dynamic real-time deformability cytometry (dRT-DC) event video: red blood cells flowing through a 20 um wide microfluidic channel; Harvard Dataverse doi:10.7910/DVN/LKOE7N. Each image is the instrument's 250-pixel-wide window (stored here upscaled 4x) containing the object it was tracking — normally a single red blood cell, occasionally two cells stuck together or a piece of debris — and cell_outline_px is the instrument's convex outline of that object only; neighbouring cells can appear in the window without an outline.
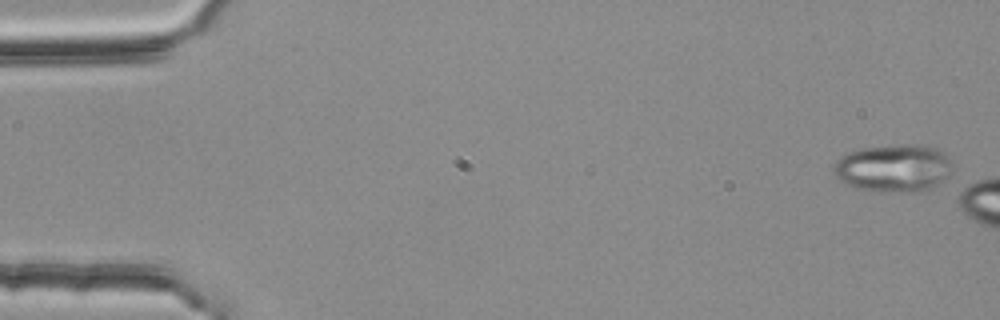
{"species": "common noctule bat (a hibernating species)", "species_latin": "Nyctalus noctula", "temperature_condition": "room temperature", "stored_images_in_passage": 3, "camera_frame_rate_fps": 3000, "um_per_image_px": 0.085, "animal": {"sex": "female", "body_mass_g": 25.1}, "frame": {"image": 1, "passage_image": 1, "time_ms": 0.0, "image_size_px": [1000, 320], "cell_outline_px": [[952, 168], [932, 188], [920, 192], [872, 192], [856, 188], [844, 184], [832, 172], [832, 168], [836, 160], [840, 156], [848, 152], [864, 148], [904, 144], [924, 144], [936, 148], [944, 152], [948, 156], [952, 164]], "centroid_in_image_um": [75.91, 14.29], "position_along_channel_um": 9.1, "area_um2": 33.35}}